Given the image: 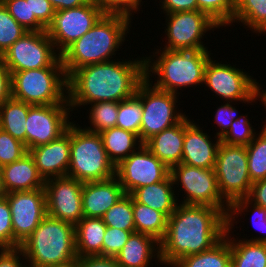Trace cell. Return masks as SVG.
<instances>
[{"label":"cell","mask_w":266,"mask_h":267,"mask_svg":"<svg viewBox=\"0 0 266 267\" xmlns=\"http://www.w3.org/2000/svg\"><path fill=\"white\" fill-rule=\"evenodd\" d=\"M139 57V58H138ZM120 58L86 65L68 78V102L72 110L96 102H120L136 95L146 79L145 57Z\"/></svg>","instance_id":"obj_1"},{"label":"cell","mask_w":266,"mask_h":267,"mask_svg":"<svg viewBox=\"0 0 266 267\" xmlns=\"http://www.w3.org/2000/svg\"><path fill=\"white\" fill-rule=\"evenodd\" d=\"M226 229L227 217L218 208L179 203L160 241L162 266L172 267L180 258L211 249Z\"/></svg>","instance_id":"obj_2"},{"label":"cell","mask_w":266,"mask_h":267,"mask_svg":"<svg viewBox=\"0 0 266 267\" xmlns=\"http://www.w3.org/2000/svg\"><path fill=\"white\" fill-rule=\"evenodd\" d=\"M132 18L124 14L105 13L88 32L70 45L61 54L67 78L86 65L112 61L115 52L126 41Z\"/></svg>","instance_id":"obj_3"},{"label":"cell","mask_w":266,"mask_h":267,"mask_svg":"<svg viewBox=\"0 0 266 267\" xmlns=\"http://www.w3.org/2000/svg\"><path fill=\"white\" fill-rule=\"evenodd\" d=\"M211 54V50L154 49L152 55H145V78L157 89L180 95L182 88L204 86Z\"/></svg>","instance_id":"obj_4"},{"label":"cell","mask_w":266,"mask_h":267,"mask_svg":"<svg viewBox=\"0 0 266 267\" xmlns=\"http://www.w3.org/2000/svg\"><path fill=\"white\" fill-rule=\"evenodd\" d=\"M20 249L26 262L35 267L68 262L77 257L75 226L47 215Z\"/></svg>","instance_id":"obj_5"},{"label":"cell","mask_w":266,"mask_h":267,"mask_svg":"<svg viewBox=\"0 0 266 267\" xmlns=\"http://www.w3.org/2000/svg\"><path fill=\"white\" fill-rule=\"evenodd\" d=\"M68 177L81 182L103 181L115 176V165L108 159L99 133L70 124V164Z\"/></svg>","instance_id":"obj_6"},{"label":"cell","mask_w":266,"mask_h":267,"mask_svg":"<svg viewBox=\"0 0 266 267\" xmlns=\"http://www.w3.org/2000/svg\"><path fill=\"white\" fill-rule=\"evenodd\" d=\"M12 98L32 106L69 104L64 67L23 70L11 74Z\"/></svg>","instance_id":"obj_7"},{"label":"cell","mask_w":266,"mask_h":267,"mask_svg":"<svg viewBox=\"0 0 266 267\" xmlns=\"http://www.w3.org/2000/svg\"><path fill=\"white\" fill-rule=\"evenodd\" d=\"M136 96L142 104L140 140L143 144L152 136L178 124L186 117L185 112L183 113V110L181 112L178 108L180 105L178 94L157 89L147 79L139 85Z\"/></svg>","instance_id":"obj_8"},{"label":"cell","mask_w":266,"mask_h":267,"mask_svg":"<svg viewBox=\"0 0 266 267\" xmlns=\"http://www.w3.org/2000/svg\"><path fill=\"white\" fill-rule=\"evenodd\" d=\"M174 189H182L180 204L207 205L218 208L226 217L230 204L222 197L214 168H198L180 163L170 169ZM176 185V186H175ZM180 185V186H179Z\"/></svg>","instance_id":"obj_9"},{"label":"cell","mask_w":266,"mask_h":267,"mask_svg":"<svg viewBox=\"0 0 266 267\" xmlns=\"http://www.w3.org/2000/svg\"><path fill=\"white\" fill-rule=\"evenodd\" d=\"M214 172L219 192L229 204L249 196L253 183L249 177L245 145H229L220 142Z\"/></svg>","instance_id":"obj_10"},{"label":"cell","mask_w":266,"mask_h":267,"mask_svg":"<svg viewBox=\"0 0 266 267\" xmlns=\"http://www.w3.org/2000/svg\"><path fill=\"white\" fill-rule=\"evenodd\" d=\"M10 73L46 67H64L61 55L44 31H28L0 57Z\"/></svg>","instance_id":"obj_11"},{"label":"cell","mask_w":266,"mask_h":267,"mask_svg":"<svg viewBox=\"0 0 266 267\" xmlns=\"http://www.w3.org/2000/svg\"><path fill=\"white\" fill-rule=\"evenodd\" d=\"M213 59V60H212ZM210 58L204 76V84L225 102H242L254 105L257 100V79L235 65L225 64Z\"/></svg>","instance_id":"obj_12"},{"label":"cell","mask_w":266,"mask_h":267,"mask_svg":"<svg viewBox=\"0 0 266 267\" xmlns=\"http://www.w3.org/2000/svg\"><path fill=\"white\" fill-rule=\"evenodd\" d=\"M165 34L167 50H209L203 38L205 33L220 26L213 21L206 13L201 11H182L165 14ZM168 40V41H167Z\"/></svg>","instance_id":"obj_13"},{"label":"cell","mask_w":266,"mask_h":267,"mask_svg":"<svg viewBox=\"0 0 266 267\" xmlns=\"http://www.w3.org/2000/svg\"><path fill=\"white\" fill-rule=\"evenodd\" d=\"M105 13L95 0H89L76 8L56 11L52 22L46 28V33L61 55L88 32Z\"/></svg>","instance_id":"obj_14"},{"label":"cell","mask_w":266,"mask_h":267,"mask_svg":"<svg viewBox=\"0 0 266 267\" xmlns=\"http://www.w3.org/2000/svg\"><path fill=\"white\" fill-rule=\"evenodd\" d=\"M70 114L72 110L69 104L31 106L26 121L27 151L45 145L64 134L73 122V118H70L73 115Z\"/></svg>","instance_id":"obj_15"},{"label":"cell","mask_w":266,"mask_h":267,"mask_svg":"<svg viewBox=\"0 0 266 267\" xmlns=\"http://www.w3.org/2000/svg\"><path fill=\"white\" fill-rule=\"evenodd\" d=\"M11 210L13 248L20 245L47 216L45 188L6 194Z\"/></svg>","instance_id":"obj_16"},{"label":"cell","mask_w":266,"mask_h":267,"mask_svg":"<svg viewBox=\"0 0 266 267\" xmlns=\"http://www.w3.org/2000/svg\"><path fill=\"white\" fill-rule=\"evenodd\" d=\"M169 175L170 169L144 144L115 167V176L126 194H131L137 188L161 182Z\"/></svg>","instance_id":"obj_17"},{"label":"cell","mask_w":266,"mask_h":267,"mask_svg":"<svg viewBox=\"0 0 266 267\" xmlns=\"http://www.w3.org/2000/svg\"><path fill=\"white\" fill-rule=\"evenodd\" d=\"M82 187L83 182L68 176L46 180L47 215L75 226L84 217Z\"/></svg>","instance_id":"obj_18"},{"label":"cell","mask_w":266,"mask_h":267,"mask_svg":"<svg viewBox=\"0 0 266 267\" xmlns=\"http://www.w3.org/2000/svg\"><path fill=\"white\" fill-rule=\"evenodd\" d=\"M189 116L185 117V137L183 142V157L181 163L198 168H214L217 149L221 138L214 135V139L194 123ZM217 138V139H216Z\"/></svg>","instance_id":"obj_19"},{"label":"cell","mask_w":266,"mask_h":267,"mask_svg":"<svg viewBox=\"0 0 266 267\" xmlns=\"http://www.w3.org/2000/svg\"><path fill=\"white\" fill-rule=\"evenodd\" d=\"M44 181L67 176L70 164V125L67 131L51 142L29 150Z\"/></svg>","instance_id":"obj_20"},{"label":"cell","mask_w":266,"mask_h":267,"mask_svg":"<svg viewBox=\"0 0 266 267\" xmlns=\"http://www.w3.org/2000/svg\"><path fill=\"white\" fill-rule=\"evenodd\" d=\"M125 191L116 176L103 181L84 182L82 187L83 216L102 218Z\"/></svg>","instance_id":"obj_21"},{"label":"cell","mask_w":266,"mask_h":267,"mask_svg":"<svg viewBox=\"0 0 266 267\" xmlns=\"http://www.w3.org/2000/svg\"><path fill=\"white\" fill-rule=\"evenodd\" d=\"M115 258L120 267H153L155 258L157 266L162 265L160 242L150 235L134 232Z\"/></svg>","instance_id":"obj_22"},{"label":"cell","mask_w":266,"mask_h":267,"mask_svg":"<svg viewBox=\"0 0 266 267\" xmlns=\"http://www.w3.org/2000/svg\"><path fill=\"white\" fill-rule=\"evenodd\" d=\"M6 194L15 191H31L44 188L35 160L28 151L20 159L0 168Z\"/></svg>","instance_id":"obj_23"},{"label":"cell","mask_w":266,"mask_h":267,"mask_svg":"<svg viewBox=\"0 0 266 267\" xmlns=\"http://www.w3.org/2000/svg\"><path fill=\"white\" fill-rule=\"evenodd\" d=\"M185 137V118L178 124L152 136L144 145L169 169L181 163Z\"/></svg>","instance_id":"obj_24"},{"label":"cell","mask_w":266,"mask_h":267,"mask_svg":"<svg viewBox=\"0 0 266 267\" xmlns=\"http://www.w3.org/2000/svg\"><path fill=\"white\" fill-rule=\"evenodd\" d=\"M179 193L178 189H174L172 177L169 175L161 182L135 189L130 195L137 202L158 210L169 217L179 204Z\"/></svg>","instance_id":"obj_25"},{"label":"cell","mask_w":266,"mask_h":267,"mask_svg":"<svg viewBox=\"0 0 266 267\" xmlns=\"http://www.w3.org/2000/svg\"><path fill=\"white\" fill-rule=\"evenodd\" d=\"M106 228L102 218L83 217L75 225L77 256H102V244Z\"/></svg>","instance_id":"obj_26"},{"label":"cell","mask_w":266,"mask_h":267,"mask_svg":"<svg viewBox=\"0 0 266 267\" xmlns=\"http://www.w3.org/2000/svg\"><path fill=\"white\" fill-rule=\"evenodd\" d=\"M99 135L108 159L115 167L143 145L137 134L119 127L106 129L100 132Z\"/></svg>","instance_id":"obj_27"},{"label":"cell","mask_w":266,"mask_h":267,"mask_svg":"<svg viewBox=\"0 0 266 267\" xmlns=\"http://www.w3.org/2000/svg\"><path fill=\"white\" fill-rule=\"evenodd\" d=\"M225 236L230 241L231 267H266V243L235 238L227 229Z\"/></svg>","instance_id":"obj_28"},{"label":"cell","mask_w":266,"mask_h":267,"mask_svg":"<svg viewBox=\"0 0 266 267\" xmlns=\"http://www.w3.org/2000/svg\"><path fill=\"white\" fill-rule=\"evenodd\" d=\"M32 105L10 98L0 106V128L26 147V121Z\"/></svg>","instance_id":"obj_29"},{"label":"cell","mask_w":266,"mask_h":267,"mask_svg":"<svg viewBox=\"0 0 266 267\" xmlns=\"http://www.w3.org/2000/svg\"><path fill=\"white\" fill-rule=\"evenodd\" d=\"M172 267H231L230 241L224 235L211 249L180 258Z\"/></svg>","instance_id":"obj_30"},{"label":"cell","mask_w":266,"mask_h":267,"mask_svg":"<svg viewBox=\"0 0 266 267\" xmlns=\"http://www.w3.org/2000/svg\"><path fill=\"white\" fill-rule=\"evenodd\" d=\"M250 209V210H248ZM244 212H251V218H249L253 228L262 232V236L255 235L256 237H251L247 239L242 236L243 240L266 243V209L254 204L247 197L234 200L229 207V212L227 215V230H234V224H238L236 218L240 215L241 217L246 215ZM243 213V215H242ZM252 219V220H251ZM234 228V229H233Z\"/></svg>","instance_id":"obj_31"},{"label":"cell","mask_w":266,"mask_h":267,"mask_svg":"<svg viewBox=\"0 0 266 267\" xmlns=\"http://www.w3.org/2000/svg\"><path fill=\"white\" fill-rule=\"evenodd\" d=\"M133 218L136 232L143 233L161 241L166 233L168 217L133 198Z\"/></svg>","instance_id":"obj_32"},{"label":"cell","mask_w":266,"mask_h":267,"mask_svg":"<svg viewBox=\"0 0 266 267\" xmlns=\"http://www.w3.org/2000/svg\"><path fill=\"white\" fill-rule=\"evenodd\" d=\"M235 22L258 36L266 34V0H235L232 24Z\"/></svg>","instance_id":"obj_33"},{"label":"cell","mask_w":266,"mask_h":267,"mask_svg":"<svg viewBox=\"0 0 266 267\" xmlns=\"http://www.w3.org/2000/svg\"><path fill=\"white\" fill-rule=\"evenodd\" d=\"M249 177L252 183L266 179V125L246 145Z\"/></svg>","instance_id":"obj_34"},{"label":"cell","mask_w":266,"mask_h":267,"mask_svg":"<svg viewBox=\"0 0 266 267\" xmlns=\"http://www.w3.org/2000/svg\"><path fill=\"white\" fill-rule=\"evenodd\" d=\"M89 107V117L88 120L90 126L84 125L83 128L95 132L100 133L106 129L116 127V122L118 118V109L119 102H96L90 103Z\"/></svg>","instance_id":"obj_35"},{"label":"cell","mask_w":266,"mask_h":267,"mask_svg":"<svg viewBox=\"0 0 266 267\" xmlns=\"http://www.w3.org/2000/svg\"><path fill=\"white\" fill-rule=\"evenodd\" d=\"M102 220L108 227L136 232L133 218V197L130 194H125L105 212Z\"/></svg>","instance_id":"obj_36"},{"label":"cell","mask_w":266,"mask_h":267,"mask_svg":"<svg viewBox=\"0 0 266 267\" xmlns=\"http://www.w3.org/2000/svg\"><path fill=\"white\" fill-rule=\"evenodd\" d=\"M142 114L141 100L136 95L120 101L116 127L131 131L140 138Z\"/></svg>","instance_id":"obj_37"},{"label":"cell","mask_w":266,"mask_h":267,"mask_svg":"<svg viewBox=\"0 0 266 267\" xmlns=\"http://www.w3.org/2000/svg\"><path fill=\"white\" fill-rule=\"evenodd\" d=\"M198 11L206 13L220 27L232 26L235 0H197Z\"/></svg>","instance_id":"obj_38"},{"label":"cell","mask_w":266,"mask_h":267,"mask_svg":"<svg viewBox=\"0 0 266 267\" xmlns=\"http://www.w3.org/2000/svg\"><path fill=\"white\" fill-rule=\"evenodd\" d=\"M28 32L10 14L0 2V57L19 38Z\"/></svg>","instance_id":"obj_39"},{"label":"cell","mask_w":266,"mask_h":267,"mask_svg":"<svg viewBox=\"0 0 266 267\" xmlns=\"http://www.w3.org/2000/svg\"><path fill=\"white\" fill-rule=\"evenodd\" d=\"M8 9L9 14L27 31H44L46 30L36 19L35 15H31L30 0H1Z\"/></svg>","instance_id":"obj_40"},{"label":"cell","mask_w":266,"mask_h":267,"mask_svg":"<svg viewBox=\"0 0 266 267\" xmlns=\"http://www.w3.org/2000/svg\"><path fill=\"white\" fill-rule=\"evenodd\" d=\"M247 116L241 114L234 120L229 130L221 137V142L229 145H248L257 133Z\"/></svg>","instance_id":"obj_41"},{"label":"cell","mask_w":266,"mask_h":267,"mask_svg":"<svg viewBox=\"0 0 266 267\" xmlns=\"http://www.w3.org/2000/svg\"><path fill=\"white\" fill-rule=\"evenodd\" d=\"M27 152L24 143L0 128V168L17 161Z\"/></svg>","instance_id":"obj_42"},{"label":"cell","mask_w":266,"mask_h":267,"mask_svg":"<svg viewBox=\"0 0 266 267\" xmlns=\"http://www.w3.org/2000/svg\"><path fill=\"white\" fill-rule=\"evenodd\" d=\"M134 232L108 227L105 230L102 244V256L116 257Z\"/></svg>","instance_id":"obj_43"},{"label":"cell","mask_w":266,"mask_h":267,"mask_svg":"<svg viewBox=\"0 0 266 267\" xmlns=\"http://www.w3.org/2000/svg\"><path fill=\"white\" fill-rule=\"evenodd\" d=\"M0 249H13L11 210L6 196L0 198Z\"/></svg>","instance_id":"obj_44"},{"label":"cell","mask_w":266,"mask_h":267,"mask_svg":"<svg viewBox=\"0 0 266 267\" xmlns=\"http://www.w3.org/2000/svg\"><path fill=\"white\" fill-rule=\"evenodd\" d=\"M223 104L216 107L217 109L214 112L215 123L218 126V131L214 133V135L216 134L219 138H221L229 130L232 122L238 119L241 114L238 113V110H236L234 102L231 104V102H225L223 100Z\"/></svg>","instance_id":"obj_45"},{"label":"cell","mask_w":266,"mask_h":267,"mask_svg":"<svg viewBox=\"0 0 266 267\" xmlns=\"http://www.w3.org/2000/svg\"><path fill=\"white\" fill-rule=\"evenodd\" d=\"M106 13L124 14L133 17L139 13L142 0H95ZM142 2V3H141ZM133 15V16H132Z\"/></svg>","instance_id":"obj_46"},{"label":"cell","mask_w":266,"mask_h":267,"mask_svg":"<svg viewBox=\"0 0 266 267\" xmlns=\"http://www.w3.org/2000/svg\"><path fill=\"white\" fill-rule=\"evenodd\" d=\"M31 15L46 29L52 22L56 10L48 0H30Z\"/></svg>","instance_id":"obj_47"},{"label":"cell","mask_w":266,"mask_h":267,"mask_svg":"<svg viewBox=\"0 0 266 267\" xmlns=\"http://www.w3.org/2000/svg\"><path fill=\"white\" fill-rule=\"evenodd\" d=\"M160 9L163 14L196 11L198 10L197 0H159Z\"/></svg>","instance_id":"obj_48"},{"label":"cell","mask_w":266,"mask_h":267,"mask_svg":"<svg viewBox=\"0 0 266 267\" xmlns=\"http://www.w3.org/2000/svg\"><path fill=\"white\" fill-rule=\"evenodd\" d=\"M26 263L20 248L0 249V267H22Z\"/></svg>","instance_id":"obj_49"},{"label":"cell","mask_w":266,"mask_h":267,"mask_svg":"<svg viewBox=\"0 0 266 267\" xmlns=\"http://www.w3.org/2000/svg\"><path fill=\"white\" fill-rule=\"evenodd\" d=\"M79 267H120L115 257L84 256L79 257Z\"/></svg>","instance_id":"obj_50"},{"label":"cell","mask_w":266,"mask_h":267,"mask_svg":"<svg viewBox=\"0 0 266 267\" xmlns=\"http://www.w3.org/2000/svg\"><path fill=\"white\" fill-rule=\"evenodd\" d=\"M12 98L11 73L0 59V106Z\"/></svg>","instance_id":"obj_51"},{"label":"cell","mask_w":266,"mask_h":267,"mask_svg":"<svg viewBox=\"0 0 266 267\" xmlns=\"http://www.w3.org/2000/svg\"><path fill=\"white\" fill-rule=\"evenodd\" d=\"M247 198L254 204L266 209V179L254 182Z\"/></svg>","instance_id":"obj_52"},{"label":"cell","mask_w":266,"mask_h":267,"mask_svg":"<svg viewBox=\"0 0 266 267\" xmlns=\"http://www.w3.org/2000/svg\"><path fill=\"white\" fill-rule=\"evenodd\" d=\"M56 11L76 8L86 4L89 0H48Z\"/></svg>","instance_id":"obj_53"},{"label":"cell","mask_w":266,"mask_h":267,"mask_svg":"<svg viewBox=\"0 0 266 267\" xmlns=\"http://www.w3.org/2000/svg\"><path fill=\"white\" fill-rule=\"evenodd\" d=\"M262 86L261 83H259V81L257 82V90H256V93H257V100L260 101V105L264 106L265 107V110H266V89H262ZM264 125H266V121L264 122Z\"/></svg>","instance_id":"obj_54"},{"label":"cell","mask_w":266,"mask_h":267,"mask_svg":"<svg viewBox=\"0 0 266 267\" xmlns=\"http://www.w3.org/2000/svg\"><path fill=\"white\" fill-rule=\"evenodd\" d=\"M47 267H79V257L77 256L68 262L60 263V264H56V265H51V266H47Z\"/></svg>","instance_id":"obj_55"},{"label":"cell","mask_w":266,"mask_h":267,"mask_svg":"<svg viewBox=\"0 0 266 267\" xmlns=\"http://www.w3.org/2000/svg\"><path fill=\"white\" fill-rule=\"evenodd\" d=\"M6 196V192L4 190L3 187V182H2V174H1V170H0V198Z\"/></svg>","instance_id":"obj_56"},{"label":"cell","mask_w":266,"mask_h":267,"mask_svg":"<svg viewBox=\"0 0 266 267\" xmlns=\"http://www.w3.org/2000/svg\"><path fill=\"white\" fill-rule=\"evenodd\" d=\"M22 267H35V266L27 264V262H26Z\"/></svg>","instance_id":"obj_57"}]
</instances>
